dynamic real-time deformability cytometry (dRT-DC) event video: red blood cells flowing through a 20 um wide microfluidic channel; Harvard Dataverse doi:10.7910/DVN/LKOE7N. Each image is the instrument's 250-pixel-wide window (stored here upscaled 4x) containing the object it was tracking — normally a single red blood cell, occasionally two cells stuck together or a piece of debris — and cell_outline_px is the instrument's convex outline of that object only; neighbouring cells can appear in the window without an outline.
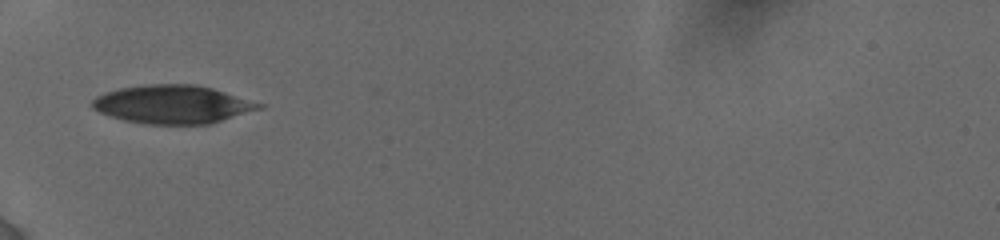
{"species": "human", "species_latin": "Homo sapiens", "temperature_condition": "cold", "stored_images_in_passage": 3, "camera_frame_rate_fps": 3000, "um_per_image_px": 0.085, "donor": {"sex": "female"}, "frame": {"image": 1, "passage_image": 1, "time_ms": 0.0, "image_size_px": [1000, 240], "cell_outline_px": [[264, 108], [208, 124], [144, 124], [124, 120], [100, 112], [92, 108], [92, 100], [96, 96], [104, 92], [120, 88], [148, 84], [196, 84], [212, 88], [264, 104]], "centroid_in_image_um": [14.67, 8.87], "position_along_channel_um": 70.3, "area_um2": 37.17}}
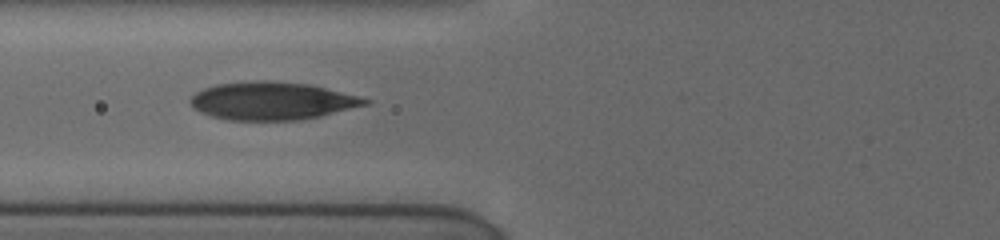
{"frame": {"image": 2, "passage_image": 2, "time_ms": 1.0, "image_size_px": [1000, 240], "cell_outline_px": [[372, 100], [368, 104], [320, 116], [296, 120], [228, 120], [212, 116], [200, 112], [192, 108], [188, 100], [196, 92], [204, 88], [216, 84], [252, 80], [272, 80], [312, 84]], "centroid_in_image_um": [23.08, 8.56], "position_along_channel_um": 102.7, "area_um2": 38.73}}
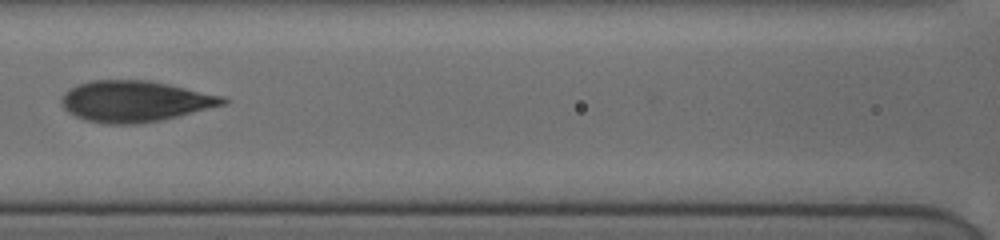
{"frame": {"image": 3, "passage_image": 3, "time_ms": 2.333, "image_size_px": [1000, 240], "cell_outline_px": [[228, 100], [224, 104], [160, 120], [136, 124], [104, 124], [84, 120], [68, 112], [60, 104], [60, 100], [64, 92], [80, 84], [92, 80], [148, 80], [220, 96]], "centroid_in_image_um": [11.37, 8.62], "position_along_channel_um": 155.2, "area_um2": 37.97}}